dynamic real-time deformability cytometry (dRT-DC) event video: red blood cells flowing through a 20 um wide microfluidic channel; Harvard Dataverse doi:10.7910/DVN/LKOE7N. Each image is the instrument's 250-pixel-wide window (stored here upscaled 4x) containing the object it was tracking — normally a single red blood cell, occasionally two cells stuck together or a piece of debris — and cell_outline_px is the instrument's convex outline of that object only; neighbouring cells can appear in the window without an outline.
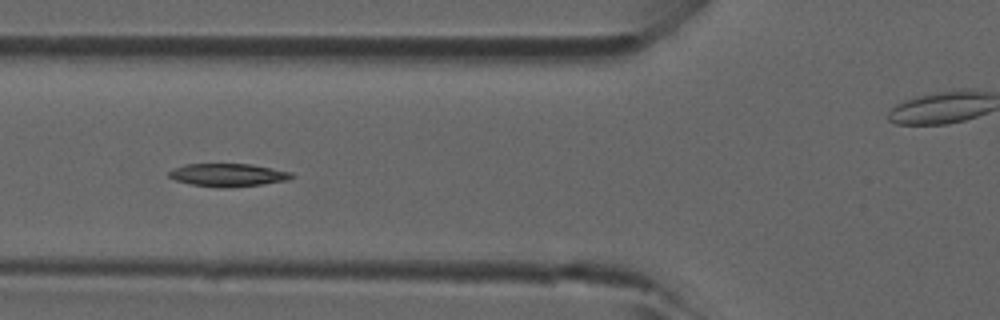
{"species": "common noctule bat (a hibernating species)", "species_latin": "Nyctalus noctula", "temperature_condition": "room temperature", "stored_images_in_passage": 6, "camera_frame_rate_fps": 3000, "um_per_image_px": 0.085, "animal": {"sex": "male", "forearm_length_mm": 52.5}, "frame": {"image": 1, "passage_image": 6, "time_ms": 1.667, "image_size_px": [1000, 320], "cell_outline_px": [[296, 176], [288, 180], [264, 184], [228, 188], [224, 188], [192, 184], [176, 180], [168, 176], [168, 172], [172, 168], [184, 164], [252, 164], [292, 172]], "centroid_in_image_um": [19.4, 14.87], "position_along_channel_um": 106.4, "area_um2": 16.53}}